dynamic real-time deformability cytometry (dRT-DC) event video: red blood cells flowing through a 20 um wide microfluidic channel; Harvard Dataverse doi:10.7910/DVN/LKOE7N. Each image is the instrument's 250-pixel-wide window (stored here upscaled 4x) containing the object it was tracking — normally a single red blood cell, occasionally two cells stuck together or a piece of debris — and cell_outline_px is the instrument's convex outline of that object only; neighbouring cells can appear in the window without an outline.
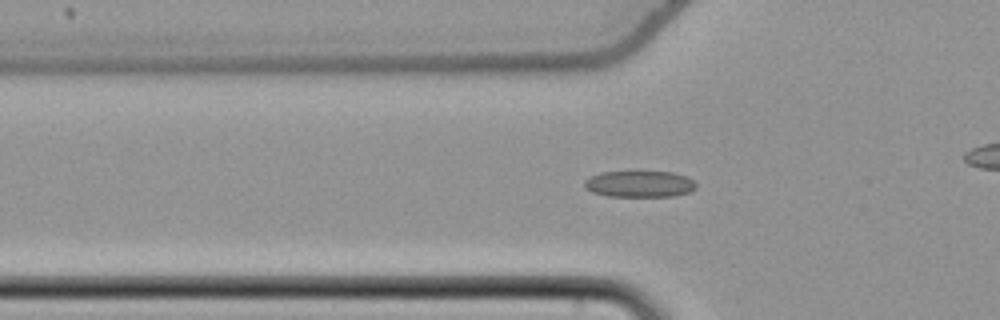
{"species": "common noctule bat (a hibernating species)", "species_latin": "Nyctalus noctula", "temperature_condition": "cold", "stored_images_in_passage": 46, "camera_frame_rate_fps": 3000, "um_per_image_px": 0.085, "animal": {"sex": "female", "body_mass_g": 22.7, "forearm_length_mm": 54.2}, "frame": {"image": 1, "passage_image": 18, "time_ms": 5.667, "image_size_px": [1000, 320], "cell_outline_px": [[696, 188], [688, 192], [676, 196], [608, 196], [592, 192], [584, 188], [584, 180], [600, 172], [672, 172], [688, 176], [696, 184]], "centroid_in_image_um": [54.36, 15.64], "position_along_channel_um": 71.4, "area_um2": 17.17}}
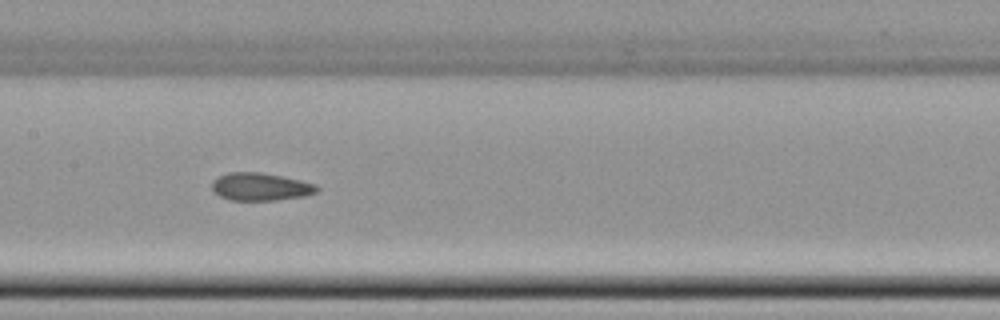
{"frame": {"image": 2, "passage_image": 27, "time_ms": 8.667, "image_size_px": [1000, 320], "cell_outline_px": [[320, 188], [316, 192], [304, 196], [276, 200], [232, 200], [220, 196], [212, 188], [212, 180], [228, 172], [260, 172], [300, 180], [316, 184]], "centroid_in_image_um": [22.15, 15.87], "position_along_channel_um": 185.2, "area_um2": 16.82}}
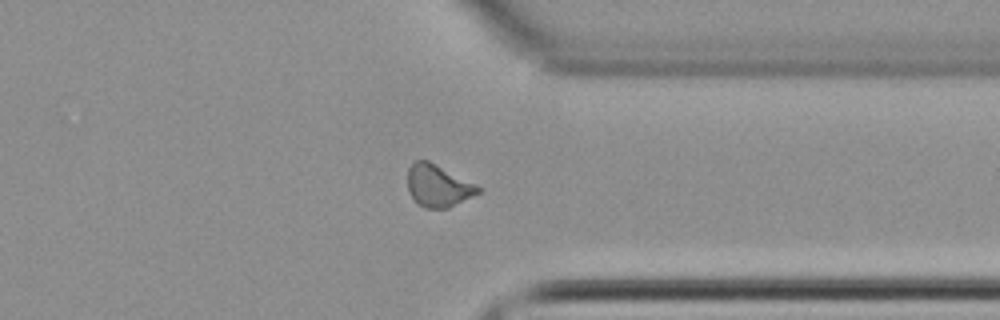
{"frame": {"image": 3, "passage_image": 42, "time_ms": 13.667, "image_size_px": [1000, 320], "cell_outline_px": [[480, 192], [448, 208], [424, 208], [416, 204], [408, 192], [408, 168], [416, 160], [428, 160], [480, 188]], "centroid_in_image_um": [37.16, 15.81], "position_along_channel_um": 374.2, "area_um2": 16.94}}